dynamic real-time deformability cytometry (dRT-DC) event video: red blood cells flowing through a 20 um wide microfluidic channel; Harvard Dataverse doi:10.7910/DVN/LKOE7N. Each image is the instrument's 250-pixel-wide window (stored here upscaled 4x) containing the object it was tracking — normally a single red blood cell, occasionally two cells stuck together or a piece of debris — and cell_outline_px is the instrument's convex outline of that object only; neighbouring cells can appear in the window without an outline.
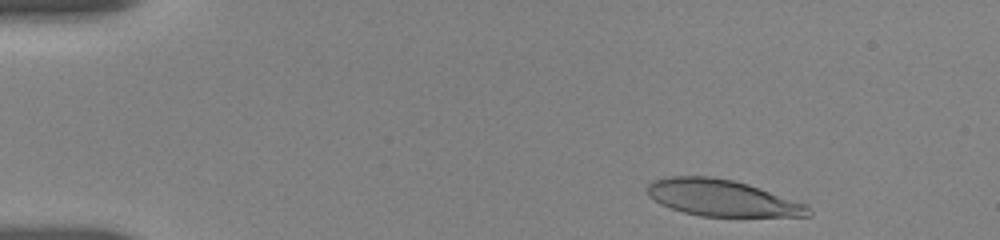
{"species": "human", "species_latin": "Homo sapiens", "temperature_condition": "room temperature", "stored_images_in_passage": 26, "camera_frame_rate_fps": 3000, "um_per_image_px": 0.085, "donor": {"sex": "female"}, "frame": {"image": 1, "passage_image": 3, "time_ms": 0.667, "image_size_px": [1000, 240], "cell_outline_px": [[812, 216], [700, 216], [684, 212], [660, 204], [648, 196], [648, 184], [652, 180], [668, 176], [708, 176], [732, 180], [748, 184], [760, 188], [804, 204], [812, 212]], "centroid_in_image_um": [61.32, 16.82], "position_along_channel_um": 23.7, "area_um2": 33.87}}
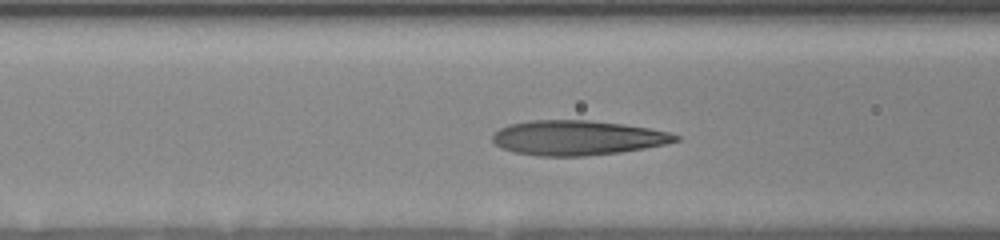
{"frame": {"image": 2, "passage_image": 16, "time_ms": 5.667, "image_size_px": [1000, 240], "cell_outline_px": [[680, 140], [664, 144], [644, 148], [620, 152], [584, 156], [536, 156], [516, 152], [504, 148], [496, 144], [492, 140], [492, 136], [500, 128], [508, 124], [532, 120], [588, 120], [624, 124], [648, 128], [668, 132], [680, 136]], "centroid_in_image_um": [49.08, 11.71], "position_along_channel_um": 117.5, "area_um2": 36.88}}
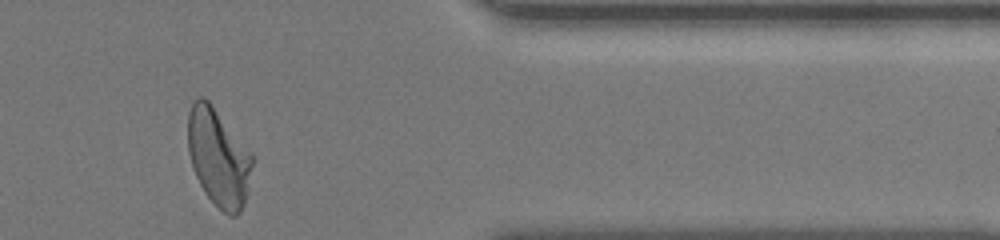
{"frame": {"image": 3, "passage_image": 26, "time_ms": 13.667, "image_size_px": [1000, 240], "cell_outline_px": [[252, 164], [248, 192], [244, 204], [240, 212], [236, 216], [228, 216], [204, 192], [192, 168], [188, 152], [188, 112], [192, 100], [196, 96], [204, 96], [212, 104], [252, 152]], "centroid_in_image_um": [18.56, 13.34], "position_along_channel_um": 392.8, "area_um2": 36.93}, "authors_computed_cell_mechanics": {"area_um2": 35.7782, "velocity_mm_per_s": 3.674, "shape_relaxation_time_tau1_ms": 4.4514, "shape_relaxation_time_tau2_ms": 0.9262, "deformation_change_tau1": 0.2182, "deformation_change_tau2": 0.0851}}